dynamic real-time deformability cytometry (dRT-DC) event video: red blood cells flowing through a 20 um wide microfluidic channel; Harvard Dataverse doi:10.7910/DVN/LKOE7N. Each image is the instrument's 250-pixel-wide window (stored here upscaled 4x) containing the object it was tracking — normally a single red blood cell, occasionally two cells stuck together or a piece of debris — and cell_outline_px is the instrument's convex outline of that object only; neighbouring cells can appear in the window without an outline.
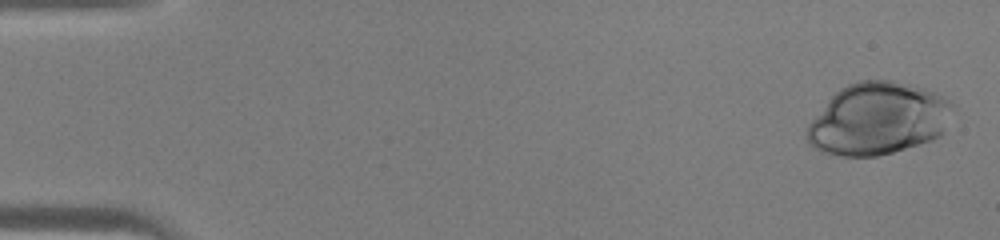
{"species": "human", "species_latin": "Homo sapiens", "temperature_condition": "warm", "stored_images_in_passage": 45, "camera_frame_rate_fps": 3000, "um_per_image_px": 0.085, "donor": {"sex": "male"}, "frame": {"image": 1, "passage_image": 2, "time_ms": 0.333, "image_size_px": [1000, 240], "cell_outline_px": [[956, 108], [944, 132], [940, 136], [932, 140], [892, 152], [876, 156], [844, 156], [820, 152], [812, 148], [808, 144], [808, 124], [828, 100], [840, 88], [848, 84], [860, 80], [892, 80], [924, 88], [956, 104]], "centroid_in_image_um": [74.67, 10.1], "position_along_channel_um": 10.3, "area_um2": 61.38}}
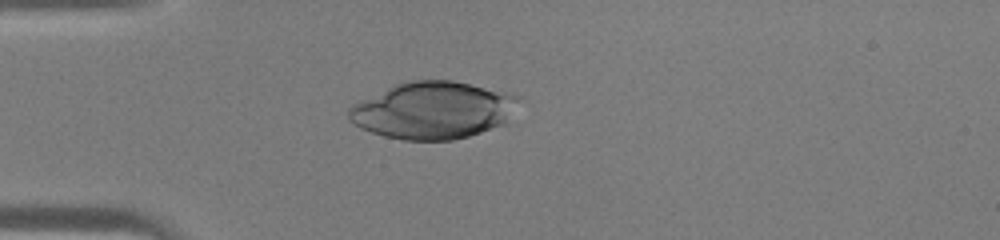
{"frame": {"image": 2, "passage_image": 13, "time_ms": 4.0, "image_size_px": [1000, 240], "cell_outline_px": [[516, 100], [504, 124], [468, 136], [452, 140], [404, 140], [384, 136], [360, 128], [352, 124], [348, 120], [348, 108], [352, 104], [396, 84], [412, 80], [452, 80], [516, 96]], "centroid_in_image_um": [36.68, 9.39], "position_along_channel_um": 48.3, "area_um2": 55.43}}
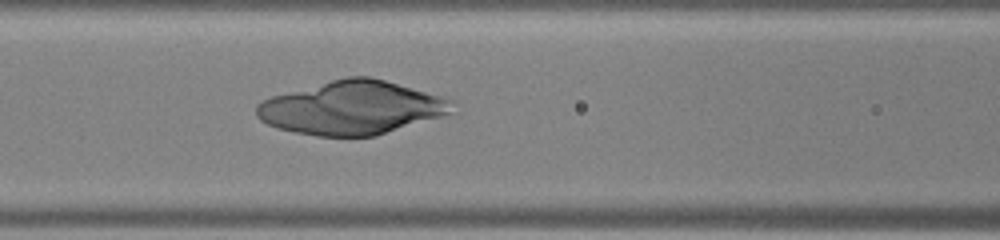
{"frame": {"image": 3, "passage_image": 20, "time_ms": 6.333, "image_size_px": [1000, 240], "cell_outline_px": [[456, 100], [452, 112], [440, 116], [376, 136], [316, 136], [276, 128], [260, 120], [256, 116], [256, 104], [260, 100], [272, 96], [332, 80], [348, 76], [368, 76], [384, 80], [444, 96]], "centroid_in_image_um": [29.91, 9.16], "position_along_channel_um": 136.7, "area_um2": 60.81}}